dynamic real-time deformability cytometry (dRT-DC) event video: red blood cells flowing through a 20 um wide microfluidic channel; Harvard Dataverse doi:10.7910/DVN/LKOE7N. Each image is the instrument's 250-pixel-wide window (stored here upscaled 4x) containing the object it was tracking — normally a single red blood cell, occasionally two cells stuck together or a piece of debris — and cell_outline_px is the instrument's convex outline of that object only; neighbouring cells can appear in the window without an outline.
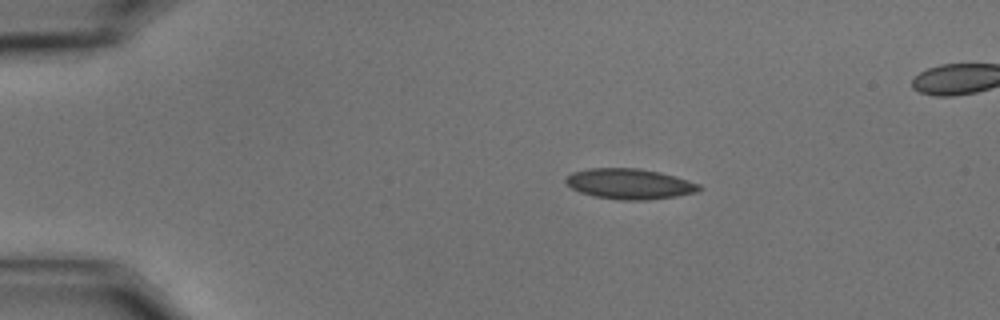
{"species": "common noctule bat (a hibernating species)", "species_latin": "Nyctalus noctula", "temperature_condition": "cold", "stored_images_in_passage": 49, "segment_of_instrument_passage": [1, 2], "camera_frame_rate_fps": 3000, "um_per_image_px": 0.085, "animal": {"sex": "male", "body_mass_g": 15.6}, "frame": {"image": 1, "passage_image": 1, "time_ms": 0.0, "image_size_px": [1000, 320], "cell_outline_px": [[704, 188], [700, 192], [676, 196], [648, 200], [620, 200], [592, 196], [580, 192], [572, 188], [564, 180], [572, 172], [588, 168], [640, 168], [660, 172], [676, 176], [700, 184]], "centroid_in_image_um": [53.56, 15.63], "position_along_channel_um": 31.4, "area_um2": 23.93}}
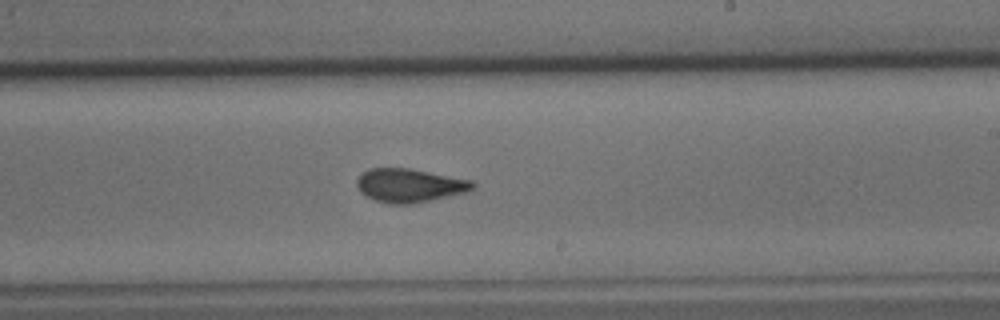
{"frame": {"image": 2, "passage_image": 25, "time_ms": 8.0, "image_size_px": [1000, 320], "cell_outline_px": [[476, 184], [468, 192], [412, 204], [388, 204], [376, 200], [360, 192], [356, 184], [356, 180], [368, 168], [408, 168], [472, 180]], "centroid_in_image_um": [34.82, 15.76], "position_along_channel_um": 254.2, "area_um2": 22.6}}
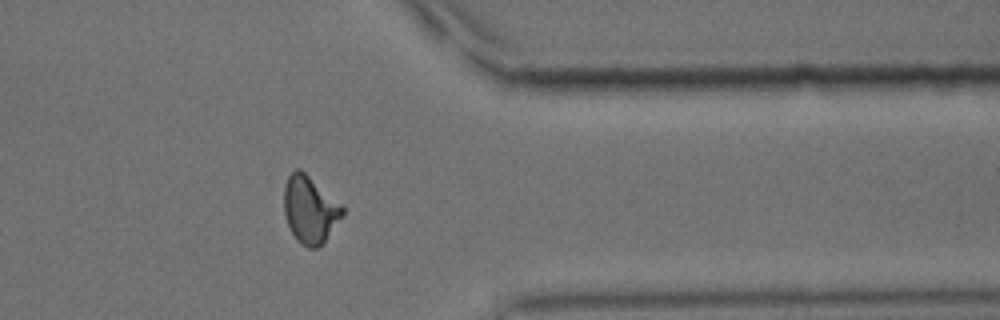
{"frame": {"image": 3, "passage_image": 37, "time_ms": 12.0, "image_size_px": [1000, 320], "cell_outline_px": [[344, 216], [324, 240], [316, 248], [308, 248], [300, 244], [296, 240], [288, 224], [284, 212], [284, 184], [288, 176], [296, 168], [300, 168], [344, 208]], "centroid_in_image_um": [26.32, 17.82], "position_along_channel_um": 385.1, "area_um2": 22.54}}